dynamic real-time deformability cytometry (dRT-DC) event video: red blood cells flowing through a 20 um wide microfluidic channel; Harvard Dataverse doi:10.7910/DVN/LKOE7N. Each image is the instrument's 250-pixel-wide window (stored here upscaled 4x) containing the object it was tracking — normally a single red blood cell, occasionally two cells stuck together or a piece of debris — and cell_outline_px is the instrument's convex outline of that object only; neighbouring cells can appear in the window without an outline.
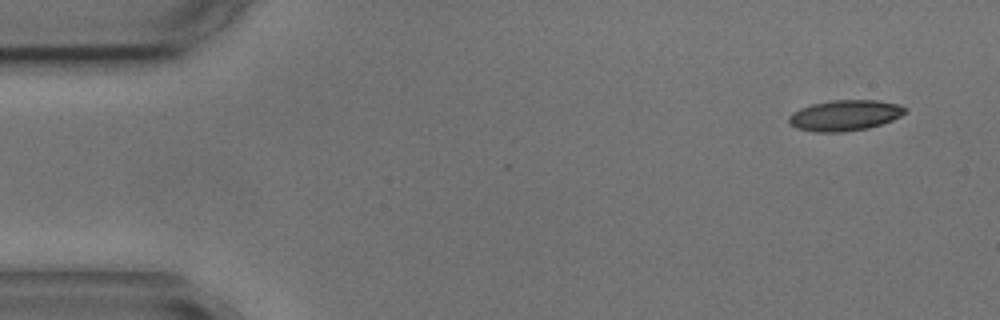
{"species": "common noctule bat (a hibernating species)", "species_latin": "Nyctalus noctula", "temperature_condition": "cold", "stored_images_in_passage": 4, "camera_frame_rate_fps": 3000, "um_per_image_px": 0.085, "animal": {"sex": "male", "body_mass_g": 17.9, "forearm_length_mm": 54.2}, "frame": {"image": 1, "passage_image": 1, "time_ms": 0.0, "image_size_px": [1000, 320], "cell_outline_px": [[908, 112], [892, 120], [868, 128], [844, 132], [816, 132], [796, 128], [788, 120], [788, 116], [792, 112], [800, 108], [812, 104], [832, 100], [876, 100], [900, 104], [908, 108]], "centroid_in_image_um": [71.84, 9.8], "position_along_channel_um": 13.2, "area_um2": 20.92}}
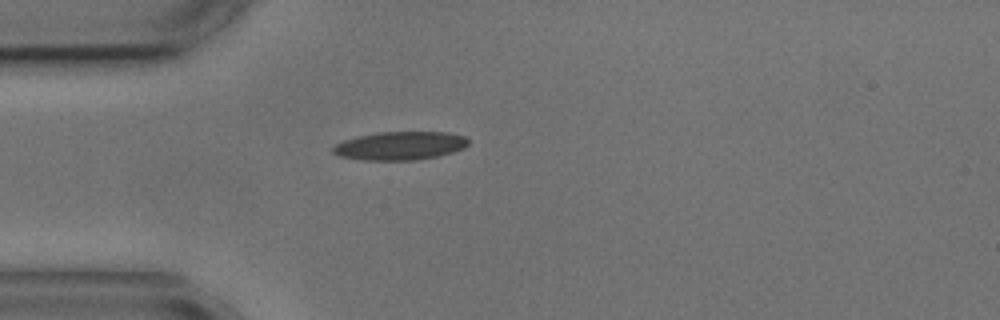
{"frame": {"image": 2, "passage_image": 4, "time_ms": 3.667, "image_size_px": [1000, 320], "cell_outline_px": [[468, 144], [464, 148], [452, 152], [436, 156], [416, 160], [364, 160], [340, 156], [332, 152], [332, 148], [336, 144], [344, 140], [356, 136], [380, 132], [448, 132], [464, 136], [468, 140]], "centroid_in_image_um": [34.0, 12.38], "position_along_channel_um": 51.0, "area_um2": 22.31}}